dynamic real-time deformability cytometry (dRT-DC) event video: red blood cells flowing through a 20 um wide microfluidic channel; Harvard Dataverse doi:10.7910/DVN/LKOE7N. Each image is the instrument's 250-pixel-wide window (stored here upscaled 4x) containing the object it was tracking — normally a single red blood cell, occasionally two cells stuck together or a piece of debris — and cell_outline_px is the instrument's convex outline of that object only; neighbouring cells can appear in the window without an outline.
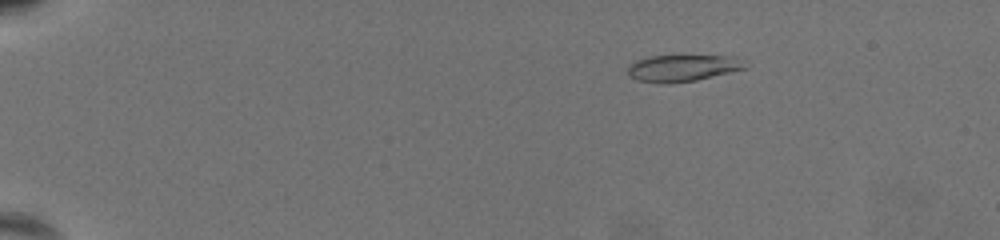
{"species": "common noctule bat (a hibernating species)", "species_latin": "Nyctalus noctula", "temperature_condition": "warm", "stored_images_in_passage": 71, "camera_frame_rate_fps": 3000, "um_per_image_px": 0.085, "animal": {"sex": "female", "body_mass_g": 19.5, "forearm_length_mm": 54.1}, "frame": {"image": 1, "passage_image": 14, "time_ms": 4.333, "image_size_px": [1000, 240], "cell_outline_px": [[748, 68], [696, 80], [668, 84], [664, 84], [636, 80], [628, 72], [628, 68], [636, 60], [648, 56], [736, 56]], "centroid_in_image_um": [58.02, 5.79], "position_along_channel_um": 27.0, "area_um2": 18.09}}
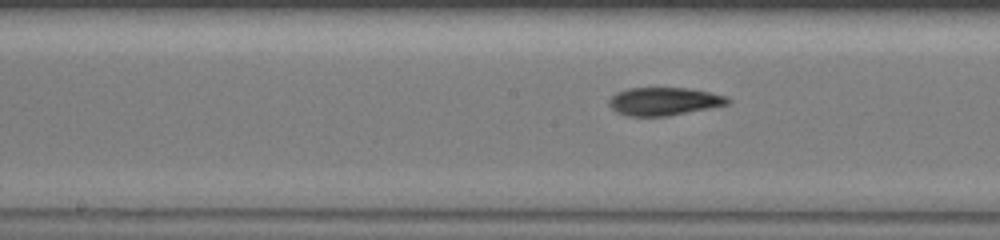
{"frame": {"image": 2, "passage_image": 41, "time_ms": 13.333, "image_size_px": [1000, 240], "cell_outline_px": [[732, 100], [728, 104], [668, 116], [624, 116], [616, 112], [608, 104], [608, 100], [616, 92], [628, 88], [688, 88], [728, 96]], "centroid_in_image_um": [56.41, 8.62], "position_along_channel_um": 191.8, "area_um2": 19.42}}
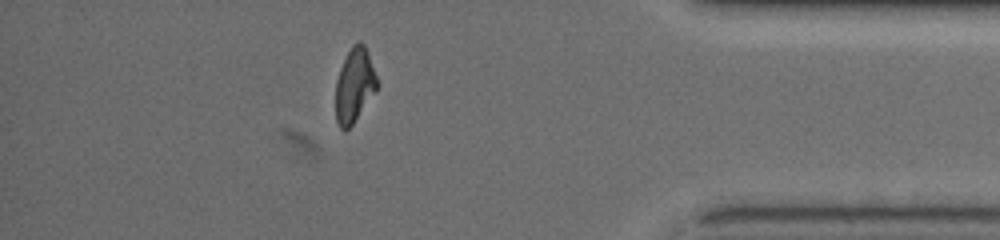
{"frame": {"image": 3, "passage_image": 64, "time_ms": 21.0, "image_size_px": [1000, 240], "cell_outline_px": [[380, 84], [376, 92], [352, 124], [344, 132], [340, 128], [336, 120], [336, 80], [340, 68], [352, 44], [356, 40], [360, 40], [364, 44], [368, 52]], "centroid_in_image_um": [30.15, 7.22], "position_along_channel_um": 405.0, "area_um2": 18.15}, "authors_computed_cell_mechanics": {"area_um2": 19.2474, "velocity_mm_per_s": 3.1402, "shape_relaxation_time_tau1_ms": 5.0563, "shape_relaxation_time_tau2_ms": 2.4549, "deformation_change_tau1": 0.1918, "deformation_change_tau2": 0.0817}}